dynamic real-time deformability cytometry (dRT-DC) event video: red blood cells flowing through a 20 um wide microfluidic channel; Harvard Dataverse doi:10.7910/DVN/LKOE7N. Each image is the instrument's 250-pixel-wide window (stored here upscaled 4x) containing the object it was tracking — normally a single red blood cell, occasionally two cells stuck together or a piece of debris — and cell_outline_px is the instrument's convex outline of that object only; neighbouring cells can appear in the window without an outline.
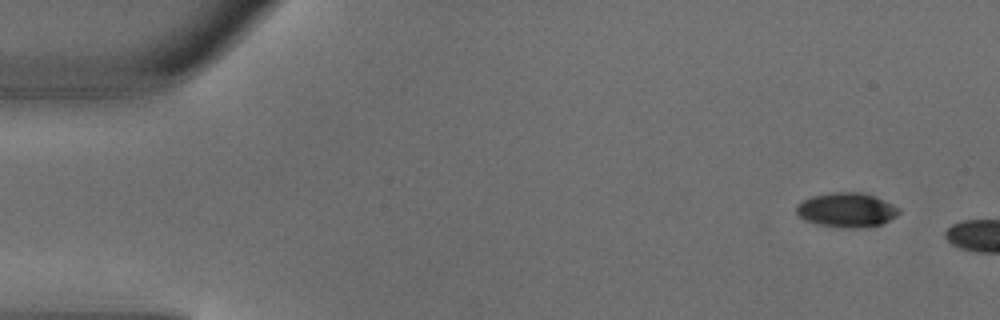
{"species": "common noctule bat (a hibernating species)", "species_latin": "Nyctalus noctula", "temperature_condition": "warm", "stored_images_in_passage": 2, "camera_frame_rate_fps": 3000, "um_per_image_px": 0.085, "animal": {"sex": "male", "body_mass_g": 18.8}, "frame": {"image": 1, "passage_image": 1, "time_ms": 0.0, "image_size_px": [1000, 320], "cell_outline_px": [[900, 212], [896, 216], [880, 224], [868, 228], [840, 228], [816, 224], [804, 220], [796, 216], [796, 204], [812, 196], [832, 192], [864, 192], [900, 208]], "centroid_in_image_um": [71.92, 17.86], "position_along_channel_um": 13.1, "area_um2": 20.81}}